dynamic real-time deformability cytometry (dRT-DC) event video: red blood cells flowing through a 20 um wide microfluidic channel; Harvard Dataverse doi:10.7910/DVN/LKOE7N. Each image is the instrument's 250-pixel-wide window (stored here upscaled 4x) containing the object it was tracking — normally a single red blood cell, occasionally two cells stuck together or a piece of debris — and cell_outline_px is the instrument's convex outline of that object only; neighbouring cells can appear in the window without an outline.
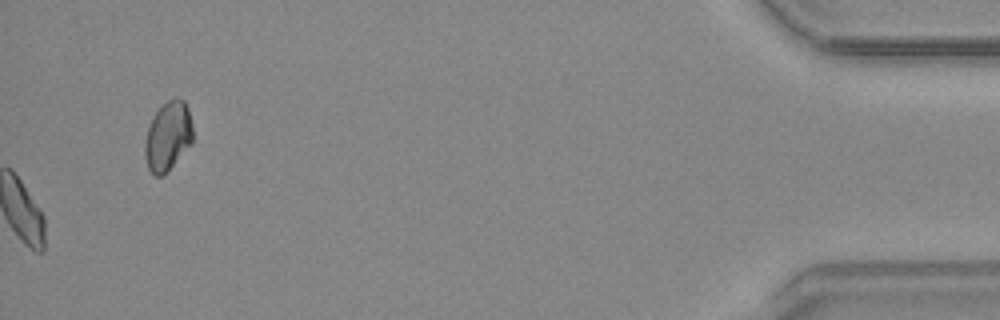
{"species": "common noctule bat (a hibernating species)", "species_latin": "Nyctalus noctula", "temperature_condition": "warm", "stored_images_in_passage": 55, "camera_frame_rate_fps": 3000, "um_per_image_px": 0.085, "animal": {"sex": "male", "body_mass_g": 20.4}, "frame": {"image": 1, "passage_image": 55, "time_ms": 18.0, "image_size_px": [1000, 320], "cell_outline_px": [[192, 144], [168, 172], [164, 176], [156, 176], [148, 168], [144, 156], [144, 144], [148, 128], [156, 112], [172, 96], [176, 96], [184, 100], [188, 108], [192, 124]], "centroid_in_image_um": [14.29, 11.59], "position_along_channel_um": 420.9, "area_um2": 19.54}, "authors_computed_cell_mechanics": {"area_um2": 17.5134, "velocity_mm_per_s": 3.748, "shape_relaxation_time_tau1_ms": 9.5369, "shape_relaxation_time_tau2_ms": 3.2587, "deformation_change_tau1": 0.1703, "deformation_change_tau2": 0.0734}}